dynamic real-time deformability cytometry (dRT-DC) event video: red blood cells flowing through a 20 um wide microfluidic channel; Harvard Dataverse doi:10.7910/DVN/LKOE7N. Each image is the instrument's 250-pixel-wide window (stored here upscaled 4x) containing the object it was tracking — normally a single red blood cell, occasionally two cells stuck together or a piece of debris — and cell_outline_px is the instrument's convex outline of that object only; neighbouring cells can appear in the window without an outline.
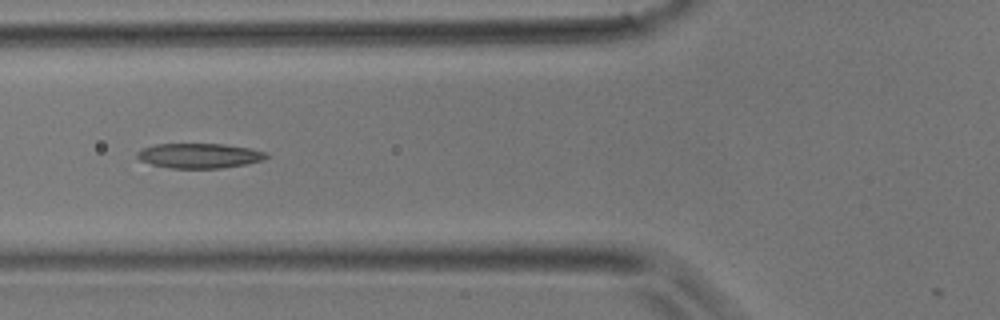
{"species": "common noctule bat (a hibernating species)", "species_latin": "Nyctalus noctula", "temperature_condition": "room temperature", "stored_images_in_passage": 3, "camera_frame_rate_fps": 3000, "um_per_image_px": 0.085, "animal": {"sex": "male", "body_mass_g": 17.9}, "frame": {"image": 1, "passage_image": 3, "time_ms": 0.667, "image_size_px": [1000, 320], "cell_outline_px": [[268, 156], [264, 160], [224, 168], [172, 168], [152, 164], [140, 160], [136, 156], [136, 152], [144, 148], [156, 144], [224, 144], [248, 148], [268, 152]], "centroid_in_image_um": [16.96, 13.23], "position_along_channel_um": 108.8, "area_um2": 18.61}}